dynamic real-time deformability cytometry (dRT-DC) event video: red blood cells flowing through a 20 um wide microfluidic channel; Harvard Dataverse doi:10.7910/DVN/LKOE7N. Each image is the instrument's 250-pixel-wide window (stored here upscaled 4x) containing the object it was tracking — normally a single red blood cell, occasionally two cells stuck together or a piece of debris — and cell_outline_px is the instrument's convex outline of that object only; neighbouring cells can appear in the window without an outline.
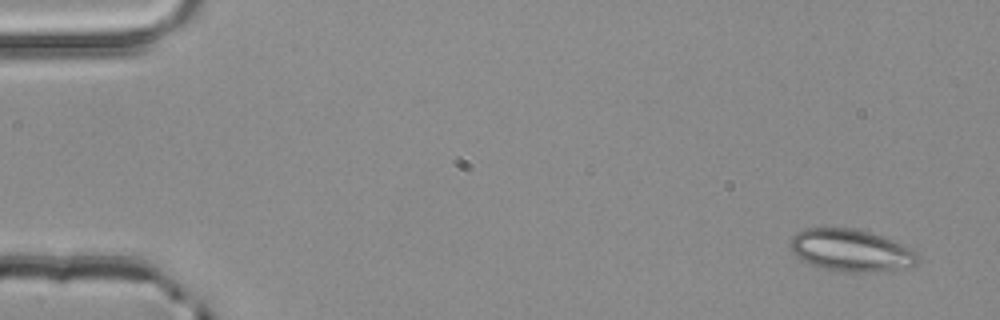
{"species": "common noctule bat (a hibernating species)", "species_latin": "Nyctalus noctula", "temperature_condition": "room temperature", "stored_images_in_passage": 4, "camera_frame_rate_fps": 3000, "um_per_image_px": 0.085, "animal": {"sex": "male", "body_mass_g": 20.4}, "frame": {"image": 1, "passage_image": 1, "time_ms": 0.0, "image_size_px": [1000, 320], "cell_outline_px": [[920, 260], [916, 264], [876, 272], [840, 272], [824, 268], [800, 260], [792, 252], [788, 244], [792, 236], [796, 232], [804, 228], [856, 228], [904, 244], [920, 252]], "centroid_in_image_um": [72.32, 21.27], "position_along_channel_um": 12.7, "area_um2": 31.56}}